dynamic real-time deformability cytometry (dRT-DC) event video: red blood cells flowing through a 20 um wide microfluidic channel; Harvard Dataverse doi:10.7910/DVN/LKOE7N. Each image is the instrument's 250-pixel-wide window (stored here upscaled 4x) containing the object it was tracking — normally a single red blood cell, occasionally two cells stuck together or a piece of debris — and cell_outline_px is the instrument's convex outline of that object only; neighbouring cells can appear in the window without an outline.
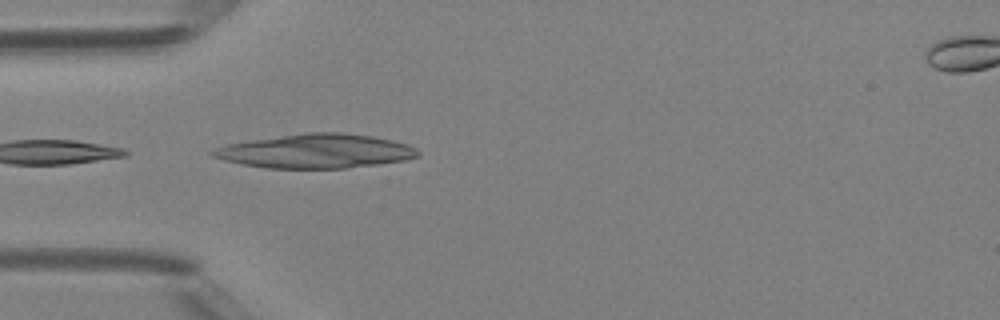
{"species": "Egyptian fruit bat (a non-hibernating species)", "species_latin": "Rousettus aegyptiacus", "temperature_condition": "room temperature", "stored_images_in_passage": 22, "camera_frame_rate_fps": 3000, "um_per_image_px": 0.085, "animal": {"sex": "female"}, "frame": {"image": 1, "passage_image": 1, "time_ms": 0.0, "image_size_px": [1000, 320], "cell_outline_px": [[420, 156], [404, 160], [376, 164], [344, 168], [264, 168], [240, 164], [224, 160], [212, 156], [208, 152], [216, 148], [228, 144], [252, 140], [304, 132], [344, 132], [372, 136], [392, 140], [408, 144], [416, 148], [420, 152]], "centroid_in_image_um": [26.85, 12.84], "position_along_channel_um": 58.2, "area_um2": 40.75}}